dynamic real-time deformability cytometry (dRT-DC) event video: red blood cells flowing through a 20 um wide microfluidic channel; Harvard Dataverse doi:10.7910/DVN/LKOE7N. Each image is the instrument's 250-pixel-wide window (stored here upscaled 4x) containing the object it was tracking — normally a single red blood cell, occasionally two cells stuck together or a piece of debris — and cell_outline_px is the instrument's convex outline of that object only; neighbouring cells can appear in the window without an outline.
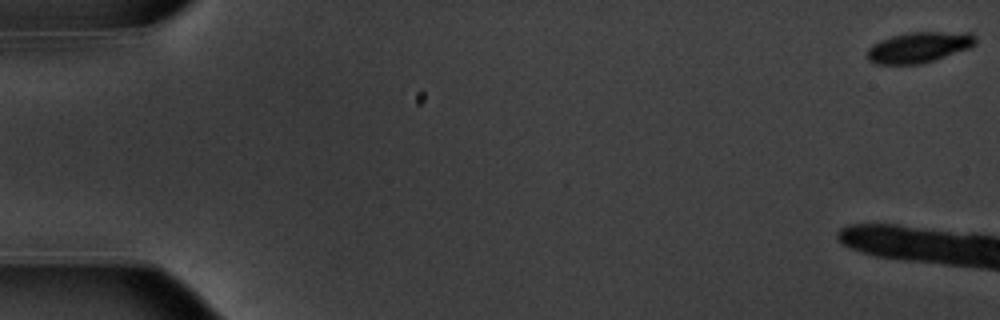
{"species": "common noctule bat (a hibernating species)", "species_latin": "Nyctalus noctula", "temperature_condition": "warm", "stored_images_in_passage": 7, "camera_frame_rate_fps": 3000, "um_per_image_px": 0.085, "animal": {"sex": "male", "body_mass_g": 20.1, "forearm_length_mm": 53.5}, "frame": {"image": 1, "passage_image": 1, "time_ms": 0.0, "image_size_px": [1000, 320], "cell_outline_px": [[976, 44], [972, 48], [920, 64], [876, 64], [868, 60], [864, 56], [868, 48], [872, 44], [880, 40], [892, 36], [908, 32], [972, 32], [976, 36]], "centroid_in_image_um": [78.11, 4.01], "position_along_channel_um": 6.9, "area_um2": 19.71}}